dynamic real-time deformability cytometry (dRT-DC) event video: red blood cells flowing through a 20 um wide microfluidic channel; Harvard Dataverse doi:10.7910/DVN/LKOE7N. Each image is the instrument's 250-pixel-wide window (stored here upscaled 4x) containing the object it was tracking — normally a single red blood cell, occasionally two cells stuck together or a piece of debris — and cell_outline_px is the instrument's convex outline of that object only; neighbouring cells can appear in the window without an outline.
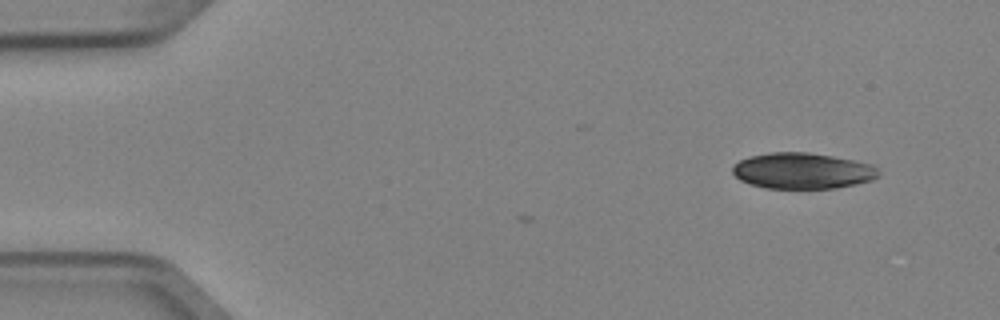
{"species": "Egyptian fruit bat (a non-hibernating species)", "species_latin": "Rousettus aegyptiacus", "temperature_condition": "cold", "stored_images_in_passage": 2, "camera_frame_rate_fps": 3000, "um_per_image_px": 0.085, "animal": {"sex": "female"}, "frame": {"image": 1, "passage_image": 2, "time_ms": 0.333, "image_size_px": [1000, 320], "cell_outline_px": [[880, 176], [872, 180], [856, 184], [836, 188], [764, 188], [740, 180], [732, 172], [732, 168], [740, 160], [748, 156], [768, 152], [808, 152], [832, 156], [872, 164], [880, 168]], "centroid_in_image_um": [68.24, 14.51], "position_along_channel_um": 16.8, "area_um2": 30.75}}